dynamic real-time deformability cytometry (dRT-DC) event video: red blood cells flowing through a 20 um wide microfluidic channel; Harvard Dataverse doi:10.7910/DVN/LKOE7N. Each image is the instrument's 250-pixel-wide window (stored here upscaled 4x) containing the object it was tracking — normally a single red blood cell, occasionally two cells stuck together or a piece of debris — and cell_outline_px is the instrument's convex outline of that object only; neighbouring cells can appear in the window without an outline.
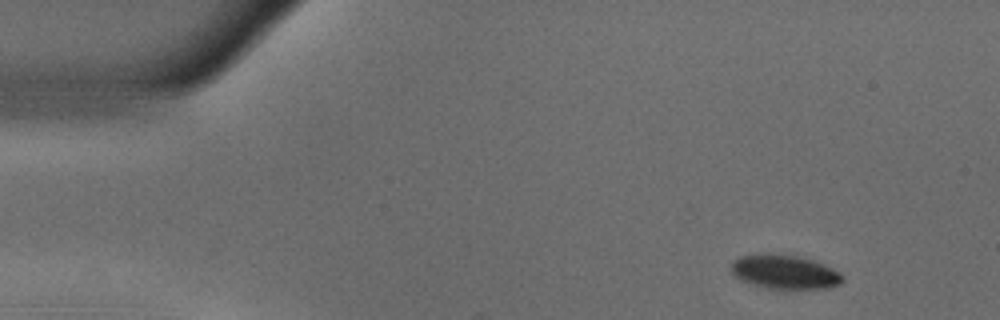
{"species": "common noctule bat (a hibernating species)", "species_latin": "Nyctalus noctula", "temperature_condition": "warm", "stored_images_in_passage": 50, "camera_frame_rate_fps": 3000, "um_per_image_px": 0.085, "animal": {"sex": "male", "body_mass_g": 18.8}, "frame": {"image": 1, "passage_image": 1, "time_ms": 0.0, "image_size_px": [1000, 320], "cell_outline_px": [[844, 280], [840, 284], [824, 288], [768, 288], [740, 280], [732, 272], [732, 264], [740, 256], [796, 256], [812, 260], [824, 264], [840, 272], [844, 276]], "centroid_in_image_um": [66.78, 23.15], "position_along_channel_um": 18.2, "area_um2": 21.1}}
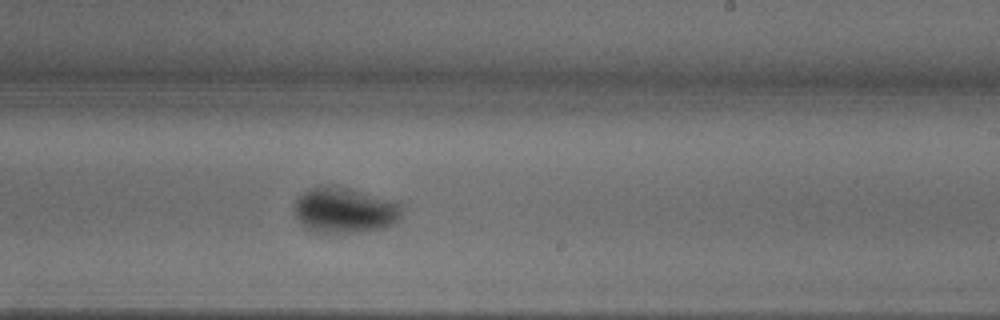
{"frame": {"image": 2, "passage_image": 28, "time_ms": 9.0, "image_size_px": [1000, 320], "cell_outline_px": [[404, 208], [400, 216], [392, 224], [384, 228], [360, 232], [316, 232], [300, 224], [292, 212], [292, 208], [296, 200], [308, 188], [324, 184], [344, 188], [400, 200], [404, 204]], "centroid_in_image_um": [29.31, 17.85], "position_along_channel_um": 259.7, "area_um2": 29.07}}
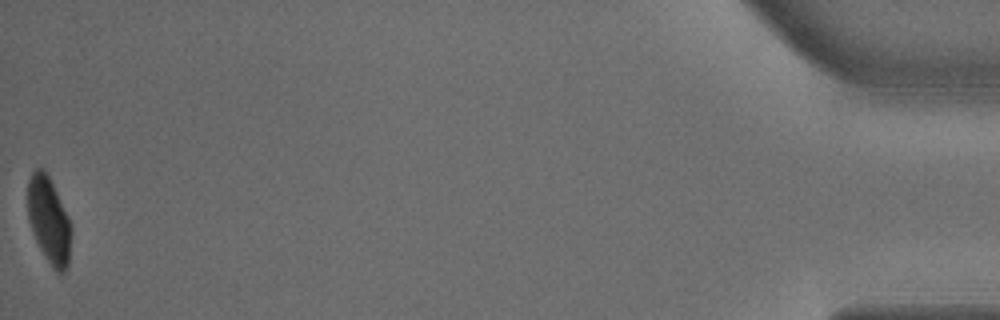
{"frame": {"image": 3, "passage_image": 50, "time_ms": 16.333, "image_size_px": [1000, 320], "cell_outline_px": [[72, 232], [68, 268], [64, 272], [56, 272], [52, 268], [44, 256], [32, 232], [28, 220], [28, 180], [32, 172], [36, 168], [44, 168], [72, 224]], "centroid_in_image_um": [4.17, 18.77], "position_along_channel_um": 431.0, "area_um2": 22.02}, "authors_computed_cell_mechanics": {"area_um2": 25.432, "velocity_mm_per_s": 3.6791, "shape_relaxation_time_tau1_ms": 4.2123, "shape_relaxation_time_tau2_ms": null, "deformation_change_tau1": 0.1487, "deformation_change_tau2": null}}